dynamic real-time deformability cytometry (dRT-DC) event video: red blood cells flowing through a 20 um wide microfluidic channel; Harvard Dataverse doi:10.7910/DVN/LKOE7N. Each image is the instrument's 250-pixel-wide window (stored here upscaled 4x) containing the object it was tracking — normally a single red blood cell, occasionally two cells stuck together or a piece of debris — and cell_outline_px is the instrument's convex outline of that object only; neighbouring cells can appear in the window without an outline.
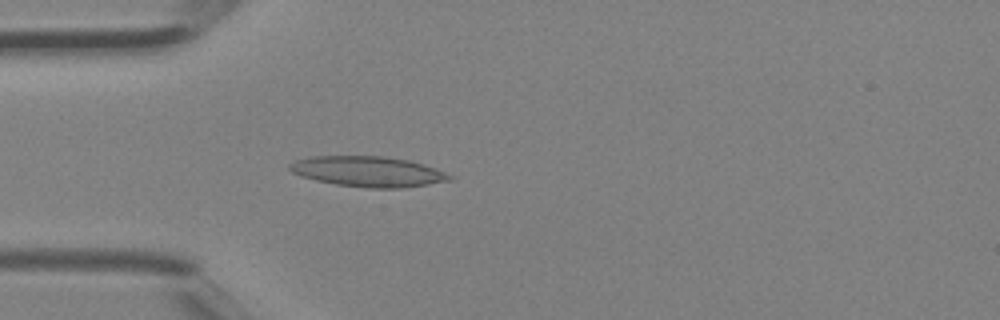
{"species": "Egyptian fruit bat (a non-hibernating species)", "species_latin": "Rousettus aegyptiacus", "temperature_condition": "room temperature", "stored_images_in_passage": 31, "camera_frame_rate_fps": 3000, "um_per_image_px": 0.085, "animal": {"sex": "female"}, "frame": {"image": 1, "passage_image": 4, "time_ms": 1.0, "image_size_px": [1000, 320], "cell_outline_px": [[452, 180], [428, 184], [400, 188], [368, 188], [336, 184], [316, 180], [300, 176], [292, 172], [288, 168], [288, 164], [296, 160], [312, 156], [384, 156], [408, 160], [424, 164], [444, 172], [452, 176]], "centroid_in_image_um": [31.26, 14.58], "position_along_channel_um": 53.7, "area_um2": 28.26}}
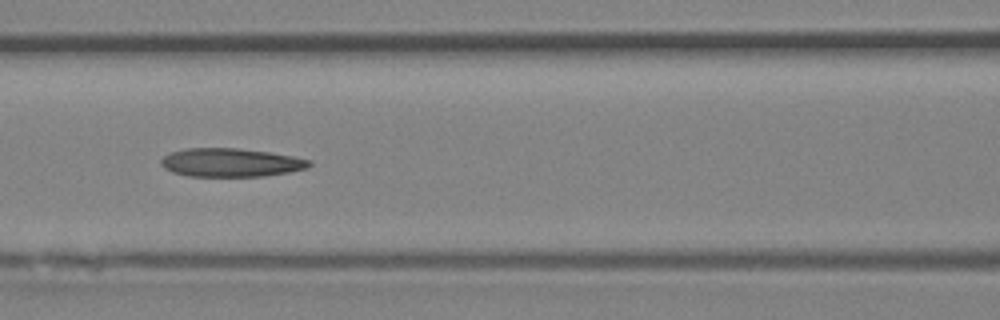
{"frame": {"image": 2, "passage_image": 10, "time_ms": 3.0, "image_size_px": [1000, 320], "cell_outline_px": [[312, 164], [308, 168], [288, 172], [264, 176], [188, 176], [172, 172], [164, 168], [160, 164], [160, 160], [164, 156], [172, 152], [184, 148], [240, 148], [268, 152], [292, 156], [312, 160]], "centroid_in_image_um": [19.61, 13.81], "position_along_channel_um": 147.0, "area_um2": 24.68}}
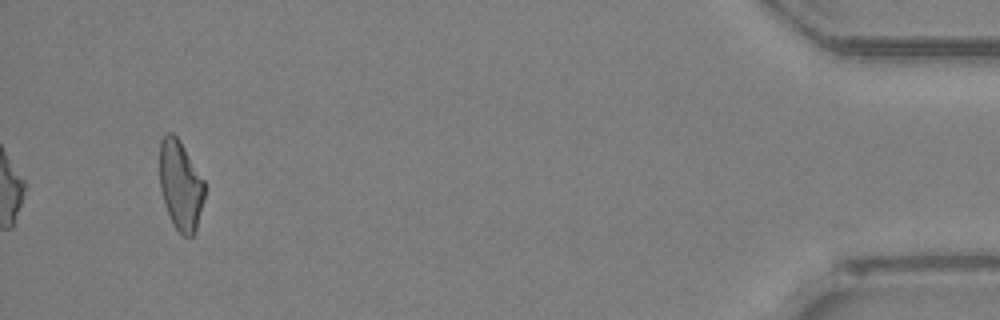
{"frame": {"image": 3, "passage_image": 31, "time_ms": 10.0, "image_size_px": [1000, 320], "cell_outline_px": [[204, 196], [196, 232], [192, 236], [184, 236], [172, 224], [164, 204], [160, 188], [160, 140], [164, 132], [172, 132], [180, 140], [204, 180]], "centroid_in_image_um": [15.33, 15.73], "position_along_channel_um": 419.9, "area_um2": 23.58}}